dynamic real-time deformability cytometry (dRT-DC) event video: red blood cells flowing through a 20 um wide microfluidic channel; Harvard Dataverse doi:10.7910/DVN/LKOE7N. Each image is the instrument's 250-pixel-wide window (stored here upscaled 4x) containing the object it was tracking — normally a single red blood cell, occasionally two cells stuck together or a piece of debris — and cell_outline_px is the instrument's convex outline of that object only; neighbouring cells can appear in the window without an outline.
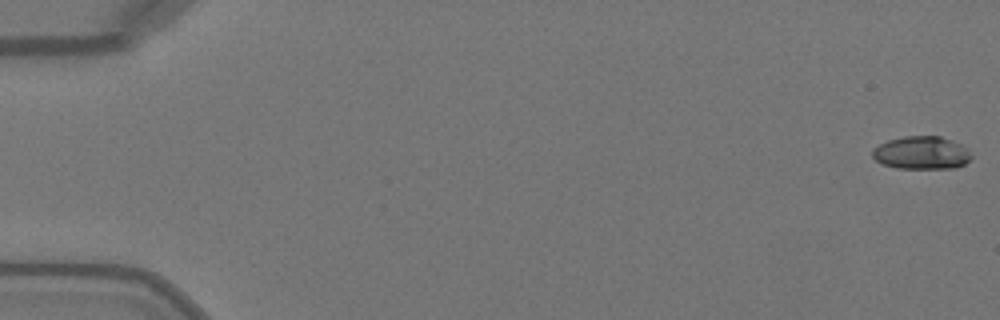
{"species": "Egyptian fruit bat (a non-hibernating species)", "species_latin": "Rousettus aegyptiacus", "temperature_condition": "warm", "stored_images_in_passage": 19, "camera_frame_rate_fps": 3000, "um_per_image_px": 0.085, "animal": {"sex": "female"}, "frame": {"image": 1, "passage_image": 1, "time_ms": 0.0, "image_size_px": [1000, 320], "cell_outline_px": [[972, 156], [964, 164], [956, 168], [896, 168], [884, 164], [876, 160], [872, 156], [872, 148], [888, 140], [904, 136], [940, 136], [960, 144], [968, 148]], "centroid_in_image_um": [78.33, 12.99], "position_along_channel_um": 6.7, "area_um2": 18.96}}
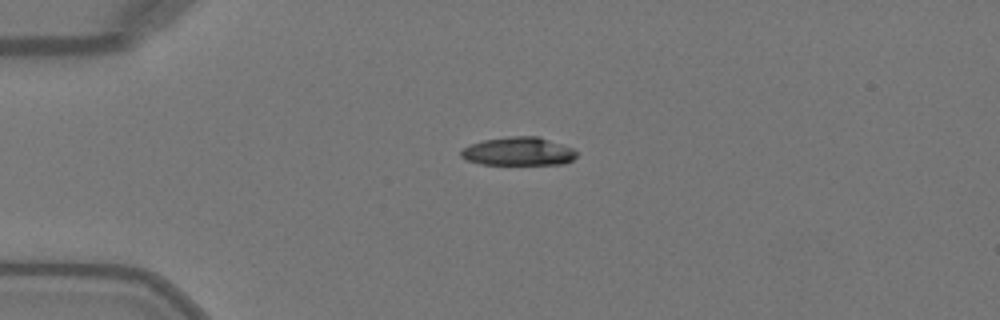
{"frame": {"image": 2, "passage_image": 13, "time_ms": 4.0, "image_size_px": [1000, 320], "cell_outline_px": [[576, 156], [572, 160], [564, 164], [480, 164], [468, 160], [460, 156], [460, 152], [464, 148], [472, 144], [484, 140], [508, 136], [540, 136], [572, 148], [576, 152]], "centroid_in_image_um": [44.08, 12.86], "position_along_channel_um": 40.9, "area_um2": 19.02}}
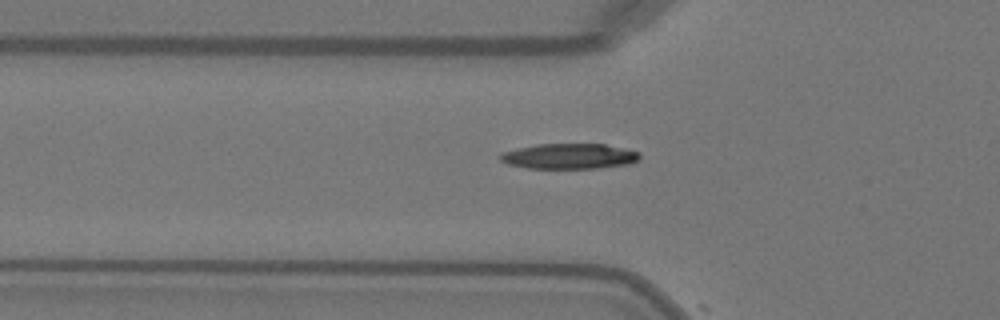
{"frame": {"image": 3, "passage_image": 18, "time_ms": 5.667, "image_size_px": [1000, 320], "cell_outline_px": [[640, 156], [636, 160], [628, 164], [600, 168], [528, 168], [508, 164], [500, 160], [500, 156], [504, 152], [516, 148], [536, 144], [604, 144], [624, 148], [640, 152]], "centroid_in_image_um": [48.39, 13.27], "position_along_channel_um": 77.4, "area_um2": 20.52}}